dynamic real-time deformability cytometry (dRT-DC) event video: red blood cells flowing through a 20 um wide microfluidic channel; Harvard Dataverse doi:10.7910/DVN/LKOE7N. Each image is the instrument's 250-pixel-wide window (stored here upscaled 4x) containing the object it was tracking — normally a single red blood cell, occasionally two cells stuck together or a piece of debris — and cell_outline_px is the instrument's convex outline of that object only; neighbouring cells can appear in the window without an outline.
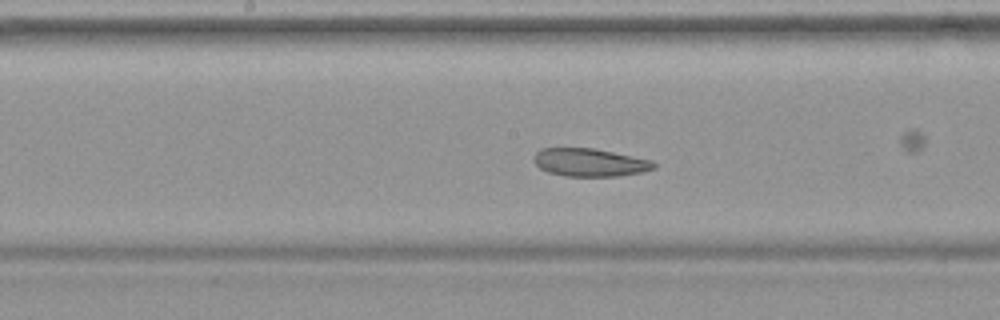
{"species": "common noctule bat (a hibernating species)", "species_latin": "Nyctalus noctula", "temperature_condition": "warm", "stored_images_in_passage": 14, "camera_frame_rate_fps": 3000, "um_per_image_px": 0.085, "animal": {"sex": "female", "body_mass_g": 19.9}, "frame": {"image": 1, "passage_image": 12, "time_ms": 3.667, "image_size_px": [1000, 320], "cell_outline_px": [[656, 168], [640, 172], [620, 176], [564, 176], [548, 172], [540, 168], [532, 160], [536, 152], [540, 148], [596, 148], [652, 160], [656, 164]], "centroid_in_image_um": [50.13, 13.8], "position_along_channel_um": 198.1, "area_um2": 19.71}}